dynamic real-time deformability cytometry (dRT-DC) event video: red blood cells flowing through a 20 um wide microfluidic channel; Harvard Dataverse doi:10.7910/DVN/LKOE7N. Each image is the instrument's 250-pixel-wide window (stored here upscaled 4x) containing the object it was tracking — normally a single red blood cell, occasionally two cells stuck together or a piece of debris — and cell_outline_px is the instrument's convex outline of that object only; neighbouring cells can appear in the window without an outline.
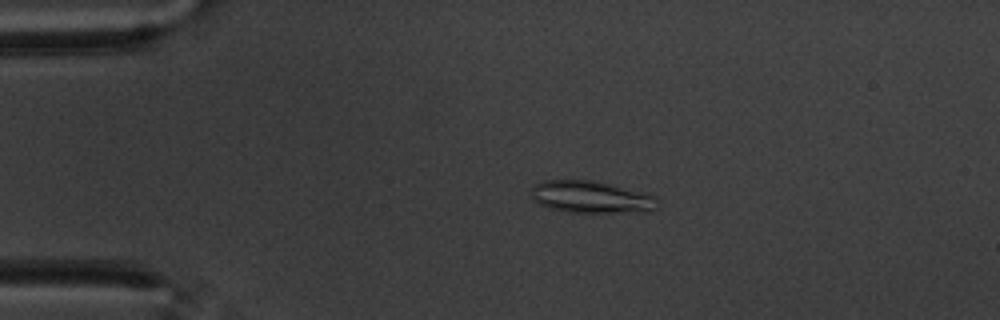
{"species": "common noctule bat (a hibernating species)", "species_latin": "Nyctalus noctula", "temperature_condition": "warm", "stored_images_in_passage": 47, "camera_frame_rate_fps": 3000, "um_per_image_px": 0.085, "animal": {"sex": "male", "body_mass_g": 20.1, "forearm_length_mm": 53.5}, "frame": {"image": 1, "passage_image": 9, "time_ms": 2.667, "image_size_px": [1000, 320], "cell_outline_px": [[660, 200], [656, 208], [616, 212], [568, 212], [552, 208], [540, 204], [532, 196], [532, 188], [536, 184], [544, 180], [592, 180], [648, 192], [656, 196]], "centroid_in_image_um": [50.28, 16.72], "position_along_channel_um": 34.7, "area_um2": 23.29}}
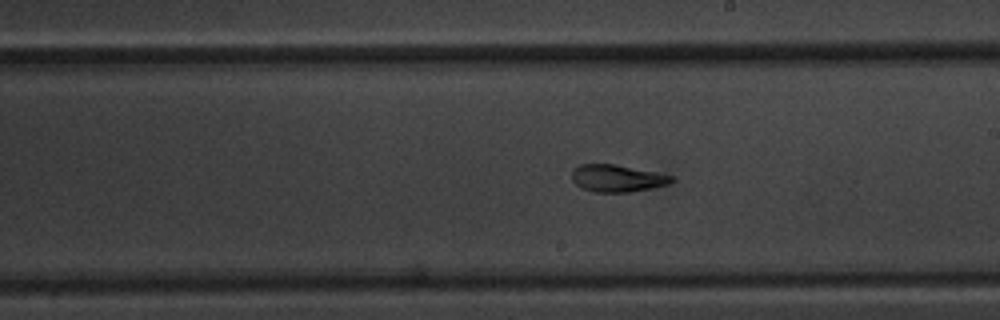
{"frame": {"image": 2, "passage_image": 30, "time_ms": 9.667, "image_size_px": [1000, 320], "cell_outline_px": [[676, 180], [668, 184], [652, 188], [628, 192], [596, 192], [584, 188], [576, 184], [572, 180], [572, 168], [580, 164], [616, 164], [656, 172], [672, 176]], "centroid_in_image_um": [52.46, 15.14], "position_along_channel_um": 236.5, "area_um2": 15.78}}
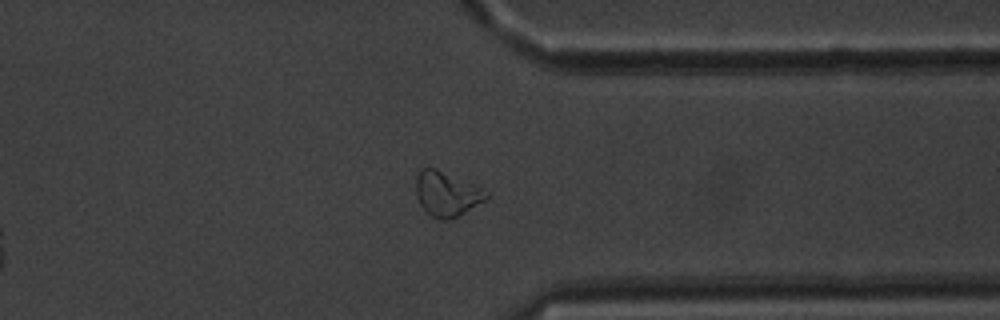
{"frame": {"image": 3, "passage_image": 42, "time_ms": 13.667, "image_size_px": [1000, 320], "cell_outline_px": [[488, 196], [484, 200], [464, 212], [456, 216], [444, 220], [440, 220], [432, 216], [420, 204], [416, 196], [416, 176], [420, 168], [436, 168], [480, 188], [488, 192]], "centroid_in_image_um": [37.91, 16.46], "position_along_channel_um": 373.5, "area_um2": 17.74}, "authors_computed_cell_mechanics": {"area_um2": 16.9354, "velocity_mm_per_s": 3.4838, "shape_relaxation_time_tau1_ms": null, "shape_relaxation_time_tau2_ms": 2.7867, "deformation_change_tau1": null, "deformation_change_tau2": 0.0742}}